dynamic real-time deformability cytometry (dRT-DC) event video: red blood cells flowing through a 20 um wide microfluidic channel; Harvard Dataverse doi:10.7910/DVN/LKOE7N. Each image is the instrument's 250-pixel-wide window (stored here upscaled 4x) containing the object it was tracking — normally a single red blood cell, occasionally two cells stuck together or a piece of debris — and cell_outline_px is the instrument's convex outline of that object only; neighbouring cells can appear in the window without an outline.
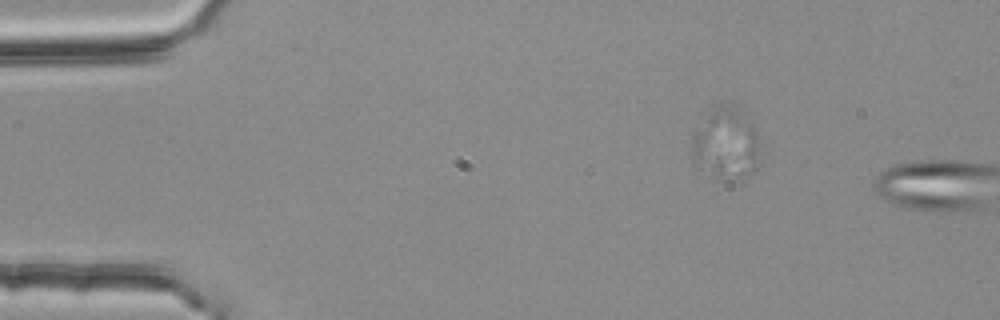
{"species": "common noctule bat (a hibernating species)", "species_latin": "Nyctalus noctula", "temperature_condition": "room temperature", "stored_images_in_passage": 6, "camera_frame_rate_fps": 3000, "um_per_image_px": 0.085, "animal": {"sex": "female", "body_mass_g": 25.1}, "frame": {"image": 1, "passage_image": 4, "time_ms": 1.0, "image_size_px": [1000, 320], "cell_outline_px": [[756, 164], [752, 172], [732, 180], [724, 180], [692, 160], [692, 128], [712, 104], [720, 100], [728, 100], [736, 104], [752, 124], [756, 136]], "centroid_in_image_um": [61.6, 12.02], "position_along_channel_um": 23.4, "area_um2": 28.73}}